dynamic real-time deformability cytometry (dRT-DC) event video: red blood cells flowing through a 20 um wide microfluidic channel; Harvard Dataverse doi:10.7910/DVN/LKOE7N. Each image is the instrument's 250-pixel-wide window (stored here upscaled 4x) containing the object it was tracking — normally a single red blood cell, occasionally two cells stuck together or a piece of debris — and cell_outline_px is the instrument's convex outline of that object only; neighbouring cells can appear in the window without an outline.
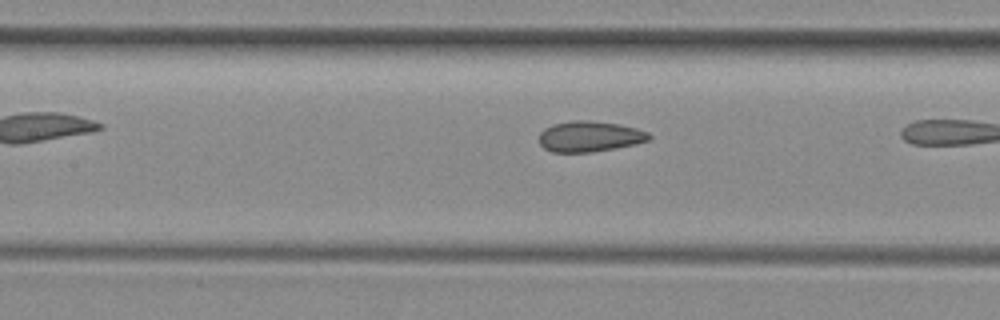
{"species": "common noctule bat (a hibernating species)", "species_latin": "Nyctalus noctula", "temperature_condition": "room temperature", "stored_images_in_passage": 13, "camera_frame_rate_fps": 3000, "um_per_image_px": 0.085, "animal": {"sex": "female", "body_mass_g": 29.2, "forearm_length_mm": 56.3}, "frame": {"image": 1, "passage_image": 8, "time_ms": 2.333, "image_size_px": [1000, 320], "cell_outline_px": [[652, 140], [636, 144], [592, 152], [552, 152], [544, 148], [540, 144], [540, 132], [544, 128], [552, 124], [572, 120], [588, 120], [620, 124], [636, 128], [648, 132], [652, 136]], "centroid_in_image_um": [50.14, 11.59], "position_along_channel_um": 157.3, "area_um2": 19.83}}